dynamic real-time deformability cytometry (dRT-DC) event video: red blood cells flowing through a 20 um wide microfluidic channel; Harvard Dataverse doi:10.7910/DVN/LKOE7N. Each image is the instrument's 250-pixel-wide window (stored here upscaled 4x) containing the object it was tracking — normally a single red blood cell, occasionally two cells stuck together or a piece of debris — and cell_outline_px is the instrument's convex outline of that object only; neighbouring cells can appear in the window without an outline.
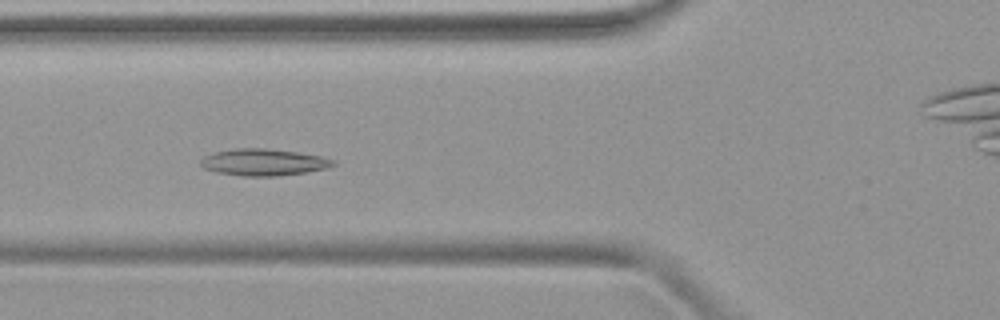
{"species": "common noctule bat (a hibernating species)", "species_latin": "Nyctalus noctula", "temperature_condition": "warm", "stored_images_in_passage": 50, "camera_frame_rate_fps": 3000, "um_per_image_px": 0.085, "animal": {"sex": "female", "body_mass_g": 19.9}, "frame": {"image": 1, "passage_image": 19, "time_ms": 6.0, "image_size_px": [1000, 320], "cell_outline_px": [[336, 164], [324, 168], [304, 172], [276, 176], [244, 176], [216, 172], [204, 168], [200, 164], [200, 160], [204, 156], [212, 152], [232, 148], [264, 148], [296, 152], [320, 156], [336, 160]], "centroid_in_image_um": [22.34, 13.78], "position_along_channel_um": 103.5, "area_um2": 20.58}}
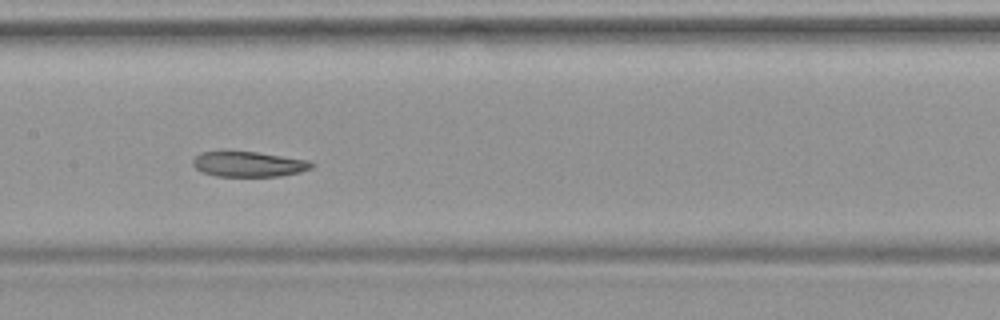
{"frame": {"image": 2, "passage_image": 25, "time_ms": 8.0, "image_size_px": [1000, 320], "cell_outline_px": [[316, 164], [312, 168], [300, 172], [280, 176], [216, 176], [200, 172], [192, 164], [192, 160], [200, 152], [220, 148], [228, 148], [256, 152], [308, 160]], "centroid_in_image_um": [21.04, 13.9], "position_along_channel_um": 186.4, "area_um2": 18.32}}
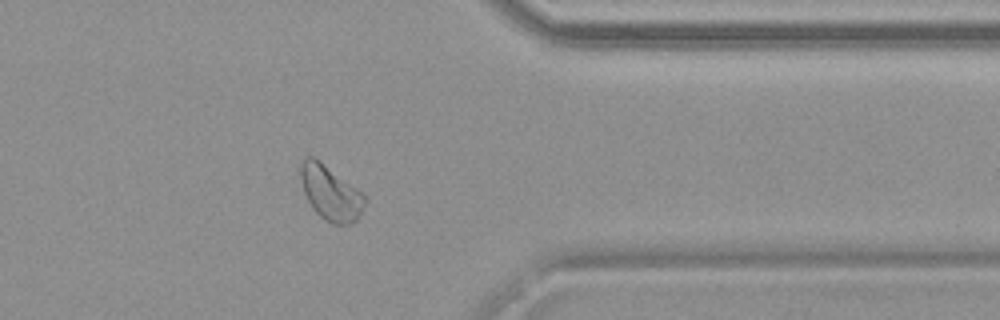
{"frame": {"image": 3, "passage_image": 40, "time_ms": 13.0, "image_size_px": [1000, 320], "cell_outline_px": [[368, 196], [356, 220], [348, 224], [332, 224], [324, 220], [312, 208], [304, 192], [300, 176], [300, 164], [308, 156], [312, 156], [320, 160], [364, 192]], "centroid_in_image_um": [28.11, 16.38], "position_along_channel_um": 383.3, "area_um2": 20.58}}